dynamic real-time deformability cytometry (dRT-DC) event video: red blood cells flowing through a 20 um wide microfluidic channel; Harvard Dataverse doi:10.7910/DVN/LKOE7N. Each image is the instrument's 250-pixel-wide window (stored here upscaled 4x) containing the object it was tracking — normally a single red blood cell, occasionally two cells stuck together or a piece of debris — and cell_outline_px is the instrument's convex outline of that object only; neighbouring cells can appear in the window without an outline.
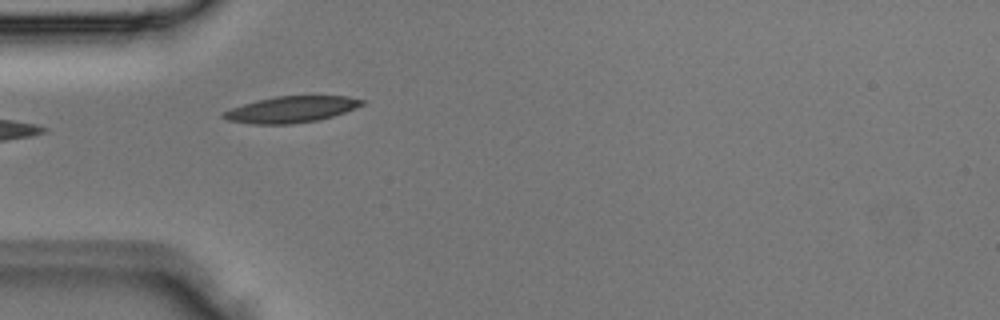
{"species": "Egyptian fruit bat (a non-hibernating species)", "species_latin": "Rousettus aegyptiacus", "temperature_condition": "room temperature", "stored_images_in_passage": 4, "camera_frame_rate_fps": 3000, "um_per_image_px": 0.085, "animal": {"sex": "male"}, "frame": {"image": 1, "passage_image": 3, "time_ms": 0.667, "image_size_px": [1000, 320], "cell_outline_px": [[364, 104], [356, 108], [332, 116], [316, 120], [292, 124], [252, 124], [228, 120], [220, 116], [220, 112], [244, 104], [276, 96], [348, 96], [364, 100]], "centroid_in_image_um": [24.74, 9.3], "position_along_channel_um": 60.3, "area_um2": 21.04}}
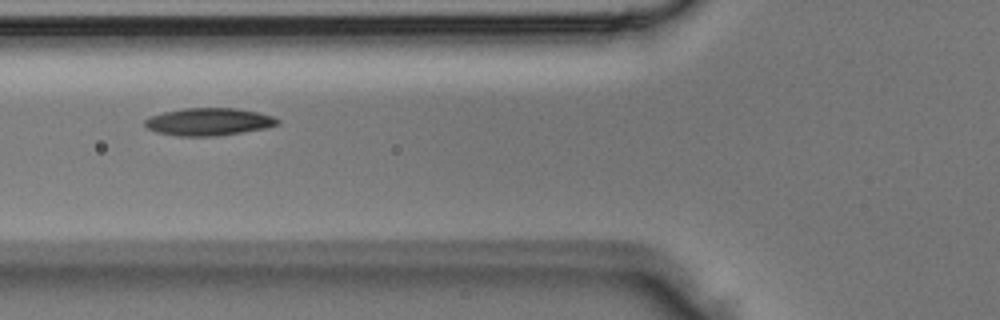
{"frame": {"image": 2, "passage_image": 4, "time_ms": 1.0, "image_size_px": [1000, 320], "cell_outline_px": [[280, 124], [268, 128], [220, 136], [176, 136], [156, 132], [148, 128], [144, 124], [144, 120], [148, 116], [164, 112], [184, 108], [236, 108], [256, 112], [272, 116], [280, 120]], "centroid_in_image_um": [17.75, 10.36], "position_along_channel_um": 108.1, "area_um2": 21.5}}